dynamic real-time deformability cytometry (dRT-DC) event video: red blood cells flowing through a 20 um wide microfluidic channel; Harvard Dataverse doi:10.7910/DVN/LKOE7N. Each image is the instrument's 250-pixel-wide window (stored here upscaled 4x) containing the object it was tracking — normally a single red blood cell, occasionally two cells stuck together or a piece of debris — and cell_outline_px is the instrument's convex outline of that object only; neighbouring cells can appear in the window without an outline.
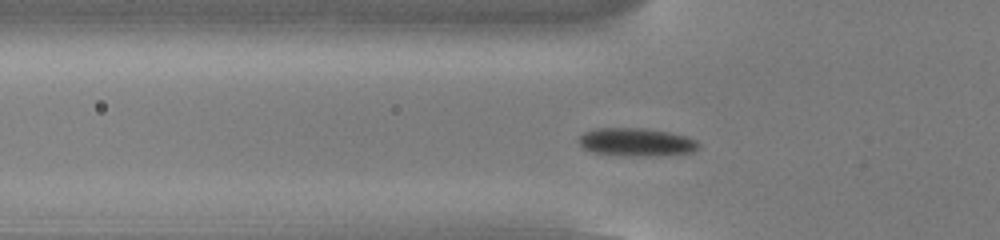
{"species": "common noctule bat (a hibernating species)", "species_latin": "Nyctalus noctula", "temperature_condition": "cold", "stored_images_in_passage": 43, "camera_frame_rate_fps": 3000, "um_per_image_px": 0.085, "animal": {"sex": "male", "body_mass_g": 13.0, "forearm_length_mm": 53.1}, "frame": {"image": 1, "passage_image": 14, "time_ms": 4.333, "image_size_px": [1000, 240], "cell_outline_px": [[700, 148], [692, 152], [660, 156], [632, 156], [592, 152], [584, 148], [580, 144], [580, 136], [584, 132], [596, 128], [644, 128], [668, 132], [684, 136], [696, 140], [700, 144]], "centroid_in_image_um": [54.12, 12.08], "position_along_channel_um": 71.7, "area_um2": 19.59}}
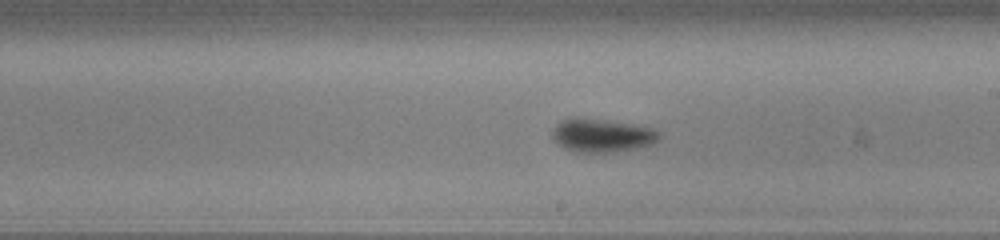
{"frame": {"image": 2, "passage_image": 27, "time_ms": 8.667, "image_size_px": [1000, 240], "cell_outline_px": [[660, 140], [652, 144], [636, 148], [616, 152], [576, 152], [564, 148], [556, 144], [552, 136], [552, 132], [556, 124], [564, 120], [596, 120], [632, 124], [652, 128], [660, 132]], "centroid_in_image_um": [51.2, 11.56], "position_along_channel_um": 237.8, "area_um2": 20.23}}
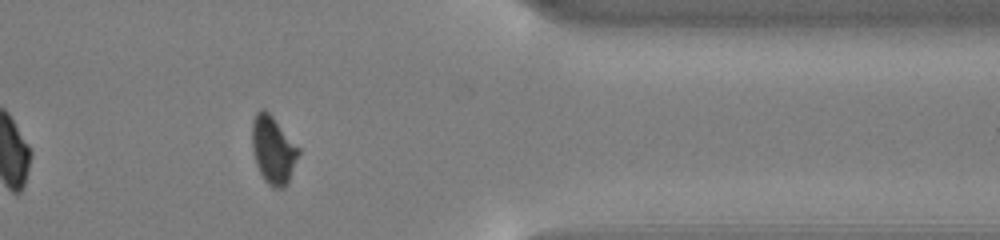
{"frame": {"image": 3, "passage_image": 40, "time_ms": 13.0, "image_size_px": [1000, 240], "cell_outline_px": [[300, 152], [288, 180], [284, 188], [272, 188], [264, 180], [256, 164], [252, 148], [252, 120], [256, 112], [260, 108], [264, 108], [272, 116], [300, 148]], "centroid_in_image_um": [23.2, 12.72], "position_along_channel_um": 388.2, "area_um2": 18.26}, "authors_computed_cell_mechanics": {"area_um2": 19.074, "velocity_mm_per_s": 3.841, "shape_relaxation_time_tau1_ms": 2.6099, "shape_relaxation_time_tau2_ms": null, "deformation_change_tau1": 0.0996, "deformation_change_tau2": null}}